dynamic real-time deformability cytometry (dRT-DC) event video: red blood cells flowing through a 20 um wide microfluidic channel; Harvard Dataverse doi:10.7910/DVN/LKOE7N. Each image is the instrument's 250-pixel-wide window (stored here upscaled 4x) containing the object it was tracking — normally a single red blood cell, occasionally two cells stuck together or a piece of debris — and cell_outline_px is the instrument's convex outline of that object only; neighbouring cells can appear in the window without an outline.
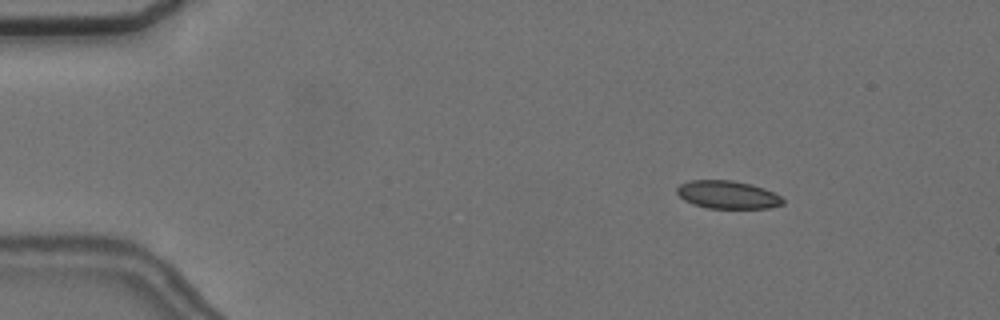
{"species": "common noctule bat (a hibernating species)", "species_latin": "Nyctalus noctula", "temperature_condition": "cold", "stored_images_in_passage": 8, "camera_frame_rate_fps": 3000, "um_per_image_px": 0.085, "animal": {"sex": "female", "body_mass_g": 24.6, "forearm_length_mm": 56.2}, "frame": {"image": 1, "passage_image": 3, "time_ms": 2.667, "image_size_px": [1000, 320], "cell_outline_px": [[784, 204], [768, 208], [708, 208], [692, 204], [684, 200], [676, 192], [676, 188], [680, 184], [692, 180], [732, 180], [752, 184], [764, 188], [780, 196], [784, 200]], "centroid_in_image_um": [61.84, 16.55], "position_along_channel_um": 23.2, "area_um2": 17.28}}
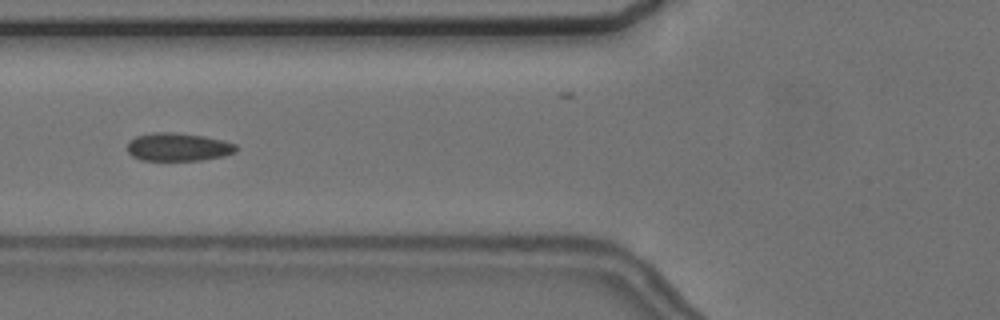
{"frame": {"image": 2, "passage_image": 7, "time_ms": 7.333, "image_size_px": [1000, 320], "cell_outline_px": [[240, 148], [236, 152], [224, 156], [200, 160], [140, 160], [132, 156], [128, 152], [128, 140], [136, 136], [152, 132], [172, 132], [204, 136], [224, 140], [236, 144]], "centroid_in_image_um": [15.16, 12.49], "position_along_channel_um": 110.6, "area_um2": 18.03}}